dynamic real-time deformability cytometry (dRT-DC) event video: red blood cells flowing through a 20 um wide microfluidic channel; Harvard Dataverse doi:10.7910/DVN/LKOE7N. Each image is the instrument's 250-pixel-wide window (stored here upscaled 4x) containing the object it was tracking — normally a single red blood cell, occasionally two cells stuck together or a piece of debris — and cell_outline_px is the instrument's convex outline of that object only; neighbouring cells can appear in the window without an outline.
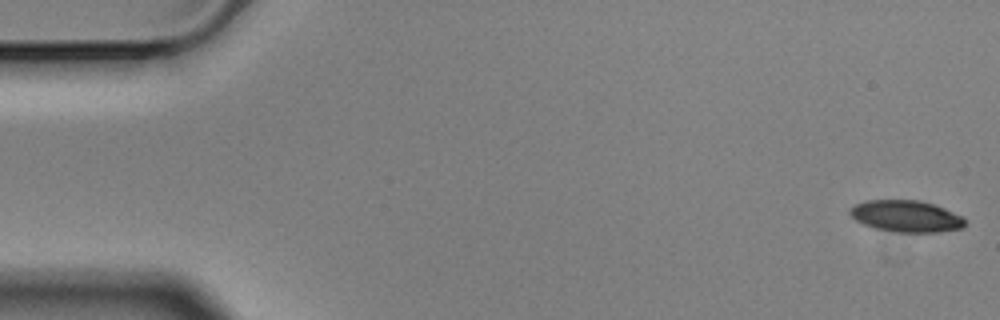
{"species": "Egyptian fruit bat (a non-hibernating species)", "species_latin": "Rousettus aegyptiacus", "temperature_condition": "cold", "stored_images_in_passage": 6, "camera_frame_rate_fps": 3000, "um_per_image_px": 0.085, "animal": {"sex": "male"}, "frame": {"image": 1, "passage_image": 1, "time_ms": 0.0, "image_size_px": [1000, 320], "cell_outline_px": [[964, 228], [936, 232], [896, 232], [876, 228], [864, 224], [856, 220], [848, 212], [848, 208], [856, 204], [868, 200], [920, 200], [944, 208], [964, 216]], "centroid_in_image_um": [77.03, 18.37], "position_along_channel_um": 8.0, "area_um2": 21.15}}